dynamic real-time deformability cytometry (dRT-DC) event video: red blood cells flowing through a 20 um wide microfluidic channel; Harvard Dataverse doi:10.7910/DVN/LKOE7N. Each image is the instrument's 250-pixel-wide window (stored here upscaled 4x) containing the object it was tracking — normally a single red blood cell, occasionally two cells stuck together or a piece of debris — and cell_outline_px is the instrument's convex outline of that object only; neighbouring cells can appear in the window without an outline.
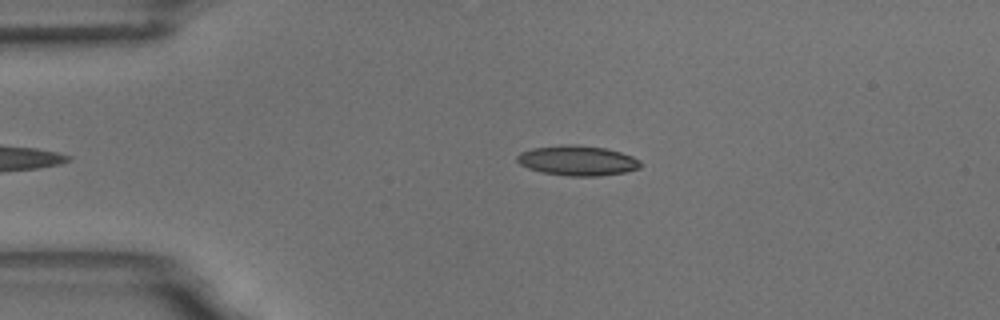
{"species": "common noctule bat (a hibernating species)", "species_latin": "Nyctalus noctula", "temperature_condition": "room temperature", "stored_images_in_passage": 41, "camera_frame_rate_fps": 3000, "um_per_image_px": 0.085, "animal": {"sex": "male", "body_mass_g": 18.8}, "frame": {"image": 1, "passage_image": 2, "time_ms": 0.333, "image_size_px": [1000, 320], "cell_outline_px": [[644, 164], [640, 168], [624, 172], [600, 176], [568, 176], [544, 172], [528, 168], [520, 164], [516, 160], [516, 156], [520, 152], [532, 148], [604, 148], [620, 152], [632, 156], [640, 160]], "centroid_in_image_um": [49.14, 13.71], "position_along_channel_um": 35.9, "area_um2": 20.46}}
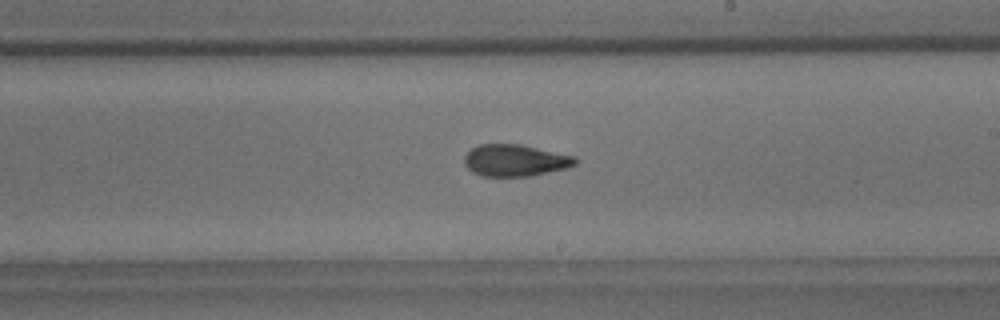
{"frame": {"image": 2, "passage_image": 23, "time_ms": 7.333, "image_size_px": [1000, 320], "cell_outline_px": [[580, 160], [576, 164], [568, 168], [528, 176], [480, 176], [472, 172], [464, 164], [464, 156], [472, 148], [480, 144], [520, 144], [576, 156]], "centroid_in_image_um": [43.81, 13.63], "position_along_channel_um": 245.2, "area_um2": 20.69}}
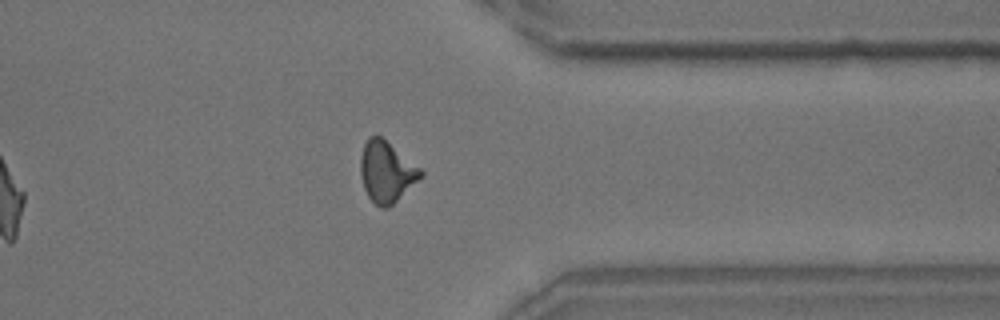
{"frame": {"image": 3, "passage_image": 35, "time_ms": 11.333, "image_size_px": [1000, 320], "cell_outline_px": [[424, 176], [388, 208], [380, 208], [368, 196], [364, 188], [360, 172], [360, 156], [364, 144], [368, 136], [380, 136], [420, 168], [424, 172]], "centroid_in_image_um": [32.85, 14.62], "position_along_channel_um": 378.6, "area_um2": 21.21}, "authors_computed_cell_mechanics": {"area_um2": 20.6924, "velocity_mm_per_s": 3.4962, "shape_relaxation_time_tau1_ms": 7.8262, "shape_relaxation_time_tau2_ms": 2.5564, "deformation_change_tau1": 0.1817, "deformation_change_tau2": 0.0925}}